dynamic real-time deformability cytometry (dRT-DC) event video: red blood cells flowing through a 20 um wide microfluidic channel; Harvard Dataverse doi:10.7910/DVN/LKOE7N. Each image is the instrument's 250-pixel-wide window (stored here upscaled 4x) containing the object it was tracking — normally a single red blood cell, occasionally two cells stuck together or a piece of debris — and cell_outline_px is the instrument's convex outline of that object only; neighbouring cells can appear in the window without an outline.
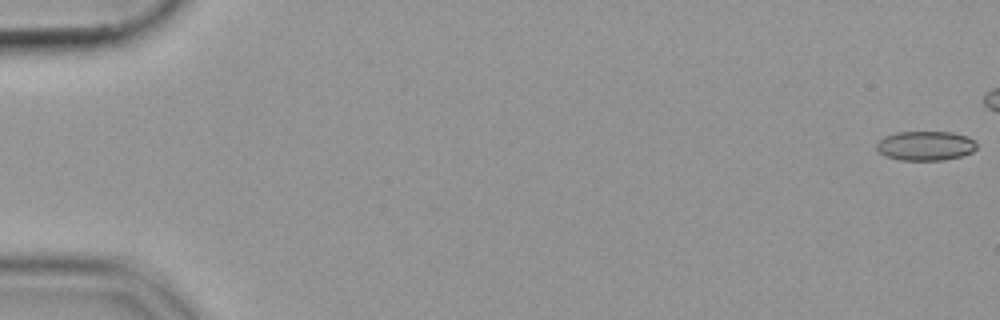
{"species": "common noctule bat (a hibernating species)", "species_latin": "Nyctalus noctula", "temperature_condition": "cold", "stored_images_in_passage": 45, "camera_frame_rate_fps": 3000, "um_per_image_px": 0.085, "animal": {"sex": "female", "body_mass_g": 19.9}, "frame": {"image": 1, "passage_image": 1, "time_ms": 0.0, "image_size_px": [1000, 320], "cell_outline_px": [[976, 148], [972, 152], [960, 156], [944, 160], [900, 160], [884, 156], [876, 148], [876, 144], [884, 136], [896, 132], [952, 132], [968, 136], [976, 140]], "centroid_in_image_um": [78.67, 12.38], "position_along_channel_um": 6.3, "area_um2": 17.28}}
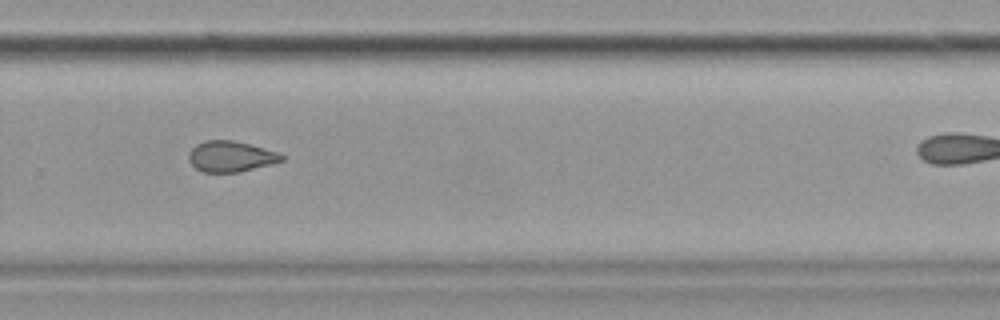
{"frame": {"image": 2, "passage_image": 38, "time_ms": 12.333, "image_size_px": [1000, 320], "cell_outline_px": [[284, 160], [240, 172], [200, 172], [188, 160], [188, 152], [196, 144], [204, 140], [232, 140], [280, 152], [284, 156]], "centroid_in_image_um": [19.59, 13.29], "position_along_channel_um": 310.2, "area_um2": 16.7}}
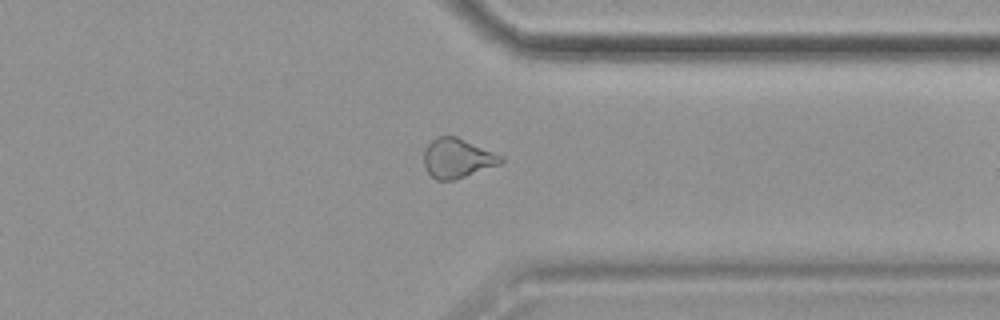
{"frame": {"image": 3, "passage_image": 43, "time_ms": 14.0, "image_size_px": [1000, 320], "cell_outline_px": [[504, 160], [500, 164], [456, 180], [436, 180], [428, 172], [424, 164], [424, 152], [428, 144], [436, 136], [456, 136], [504, 156]], "centroid_in_image_um": [38.89, 13.45], "position_along_channel_um": 372.5, "area_um2": 17.74}}